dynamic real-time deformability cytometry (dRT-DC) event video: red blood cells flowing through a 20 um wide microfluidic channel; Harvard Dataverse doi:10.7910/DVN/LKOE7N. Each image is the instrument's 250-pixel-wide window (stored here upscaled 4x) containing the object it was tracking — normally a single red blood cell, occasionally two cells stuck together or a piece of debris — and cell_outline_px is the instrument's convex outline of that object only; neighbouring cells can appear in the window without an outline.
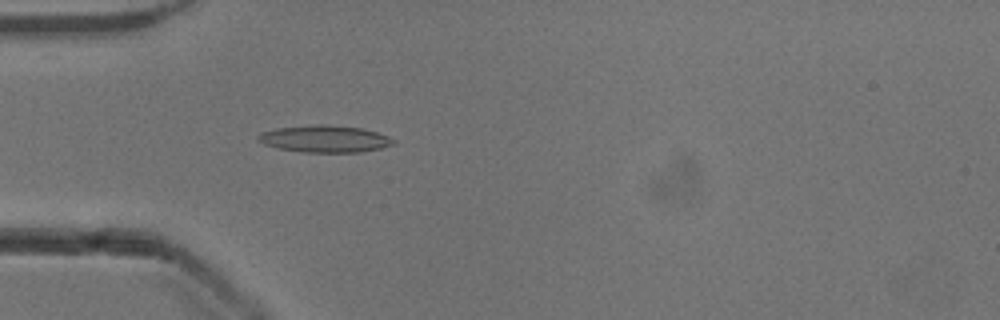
{"species": "common noctule bat (a hibernating species)", "species_latin": "Nyctalus noctula", "temperature_condition": "cold", "stored_images_in_passage": 44, "camera_frame_rate_fps": 3000, "um_per_image_px": 0.085, "animal": {"sex": "male", "body_mass_g": 13.3}, "frame": {"image": 1, "passage_image": 7, "time_ms": 2.0, "image_size_px": [1000, 320], "cell_outline_px": [[396, 144], [380, 148], [360, 152], [304, 152], [276, 148], [264, 144], [256, 140], [256, 136], [260, 132], [276, 128], [324, 124], [364, 128], [388, 136], [396, 140]], "centroid_in_image_um": [27.6, 11.8], "position_along_channel_um": 57.4, "area_um2": 21.39}}
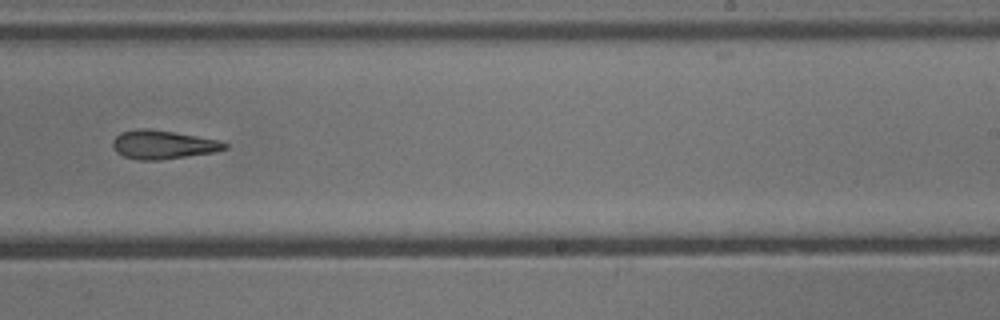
{"frame": {"image": 2, "passage_image": 24, "time_ms": 7.667, "image_size_px": [1000, 320], "cell_outline_px": [[228, 148], [212, 152], [160, 160], [136, 160], [124, 156], [116, 152], [112, 144], [112, 140], [120, 132], [136, 128], [148, 128], [220, 140], [228, 144]], "centroid_in_image_um": [13.81, 12.29], "position_along_channel_um": 275.2, "area_um2": 18.67}}
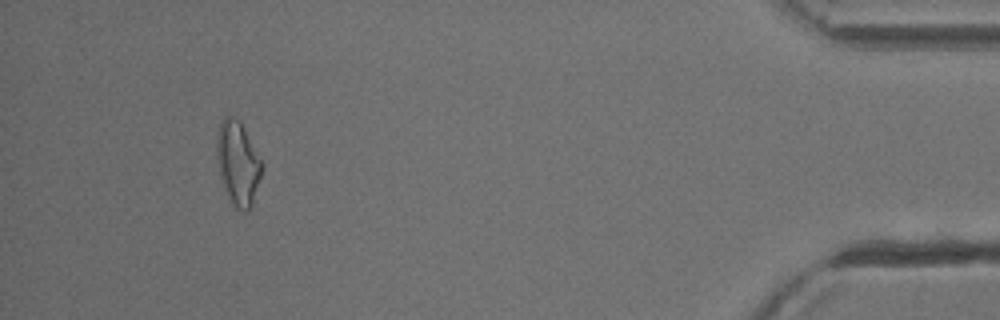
{"frame": {"image": 3, "passage_image": 40, "time_ms": 13.0, "image_size_px": [1000, 320], "cell_outline_px": [[264, 168], [252, 204], [248, 212], [244, 212], [236, 208], [232, 204], [224, 188], [220, 176], [216, 160], [216, 140], [220, 120], [224, 116], [232, 116], [240, 120], [264, 164]], "centroid_in_image_um": [20.22, 13.86], "position_along_channel_um": 415.0, "area_um2": 22.48}, "authors_computed_cell_mechanics": {"area_um2": 19.3341, "velocity_mm_per_s": 3.9164, "shape_relaxation_time_tau1_ms": 10.7295, "shape_relaxation_time_tau2_ms": 7.0663, "deformation_change_tau1": 0.2431, "deformation_change_tau2": 0.2014}}